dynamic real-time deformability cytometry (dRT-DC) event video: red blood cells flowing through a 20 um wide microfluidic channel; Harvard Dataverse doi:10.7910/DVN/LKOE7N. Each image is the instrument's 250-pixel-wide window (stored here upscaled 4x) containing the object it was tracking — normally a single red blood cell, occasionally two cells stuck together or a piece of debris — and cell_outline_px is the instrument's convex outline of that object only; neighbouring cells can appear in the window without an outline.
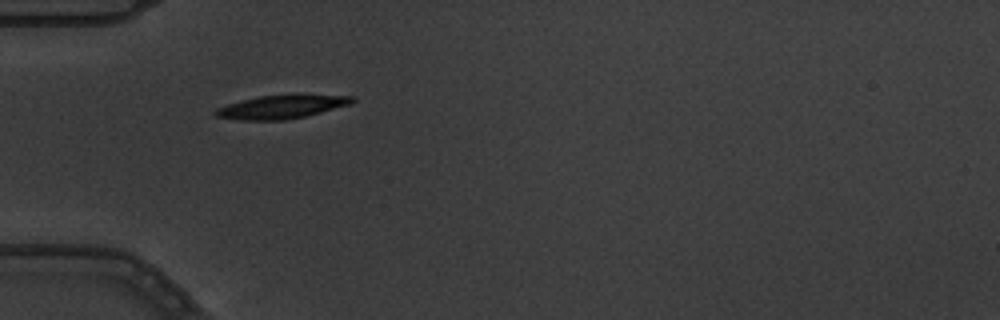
{"species": "common noctule bat (a hibernating species)", "species_latin": "Nyctalus noctula", "temperature_condition": "warm", "stored_images_in_passage": 3, "camera_frame_rate_fps": 3000, "um_per_image_px": 0.085, "animal": {"sex": "male", "body_mass_g": 19.5, "forearm_length_mm": 54.6}, "frame": {"image": 1, "passage_image": 1, "time_ms": 0.0, "image_size_px": [1000, 320], "cell_outline_px": [[356, 100], [348, 104], [320, 112], [304, 116], [284, 120], [240, 120], [216, 116], [212, 112], [216, 108], [228, 104], [260, 96], [296, 92], [300, 92], [356, 96]], "centroid_in_image_um": [23.99, 9.03], "position_along_channel_um": 61.0, "area_um2": 19.25}}